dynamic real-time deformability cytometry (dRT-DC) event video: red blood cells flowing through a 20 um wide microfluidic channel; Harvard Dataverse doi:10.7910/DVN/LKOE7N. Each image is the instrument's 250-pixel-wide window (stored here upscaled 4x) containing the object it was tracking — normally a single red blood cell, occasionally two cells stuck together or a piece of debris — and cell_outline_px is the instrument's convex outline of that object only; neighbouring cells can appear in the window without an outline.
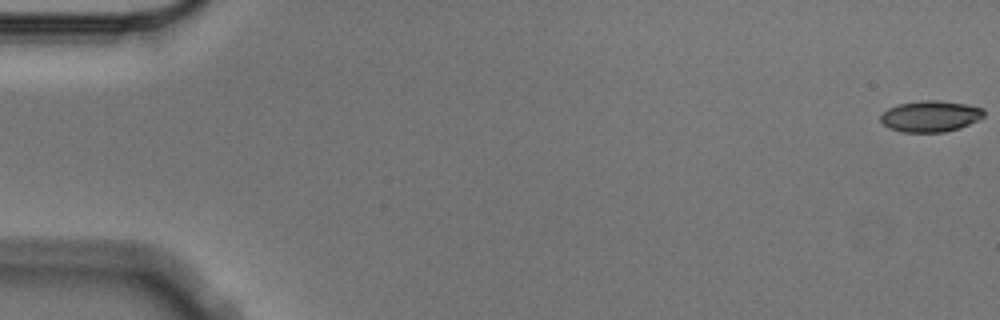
{"species": "Egyptian fruit bat (a non-hibernating species)", "species_latin": "Rousettus aegyptiacus", "temperature_condition": "cold", "stored_images_in_passage": 8, "camera_frame_rate_fps": 3000, "um_per_image_px": 0.085, "animal": {"sex": "male"}, "frame": {"image": 1, "passage_image": 1, "time_ms": 0.0, "image_size_px": [1000, 320], "cell_outline_px": [[984, 116], [960, 128], [944, 132], [900, 132], [888, 128], [880, 120], [880, 116], [888, 108], [900, 104], [920, 100], [940, 100], [964, 104], [984, 108]], "centroid_in_image_um": [79.07, 9.88], "position_along_channel_um": 5.9, "area_um2": 18.73}}
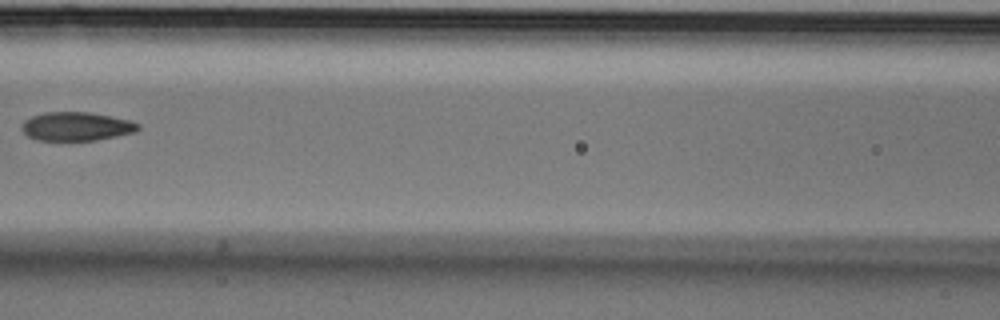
{"frame": {"image": 2, "passage_image": 7, "time_ms": 2.0, "image_size_px": [1000, 320], "cell_outline_px": [[140, 128], [136, 132], [96, 140], [36, 140], [28, 136], [20, 128], [24, 120], [32, 116], [44, 112], [92, 112], [132, 120], [140, 124]], "centroid_in_image_um": [6.52, 10.73], "position_along_channel_um": 160.1, "area_um2": 19.65}}
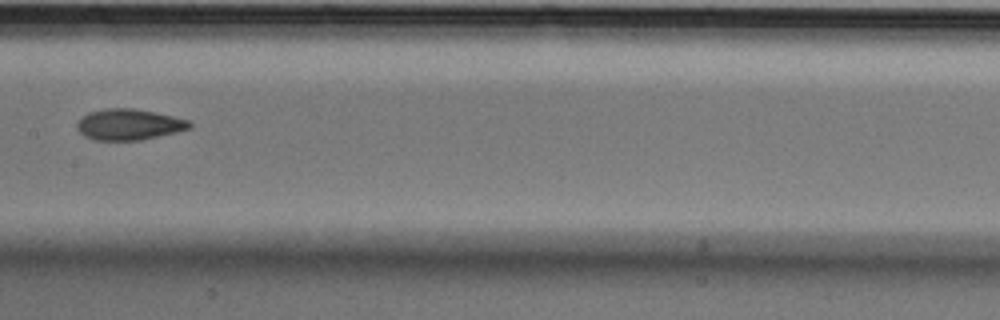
{"frame": {"image": 3, "passage_image": 8, "time_ms": 2.333, "image_size_px": [1000, 320], "cell_outline_px": [[192, 128], [176, 132], [140, 140], [92, 140], [84, 136], [76, 128], [76, 124], [80, 116], [88, 112], [104, 108], [132, 108], [172, 116], [188, 120], [192, 124]], "centroid_in_image_um": [10.9, 10.58], "position_along_channel_um": 196.5, "area_um2": 20.4}}